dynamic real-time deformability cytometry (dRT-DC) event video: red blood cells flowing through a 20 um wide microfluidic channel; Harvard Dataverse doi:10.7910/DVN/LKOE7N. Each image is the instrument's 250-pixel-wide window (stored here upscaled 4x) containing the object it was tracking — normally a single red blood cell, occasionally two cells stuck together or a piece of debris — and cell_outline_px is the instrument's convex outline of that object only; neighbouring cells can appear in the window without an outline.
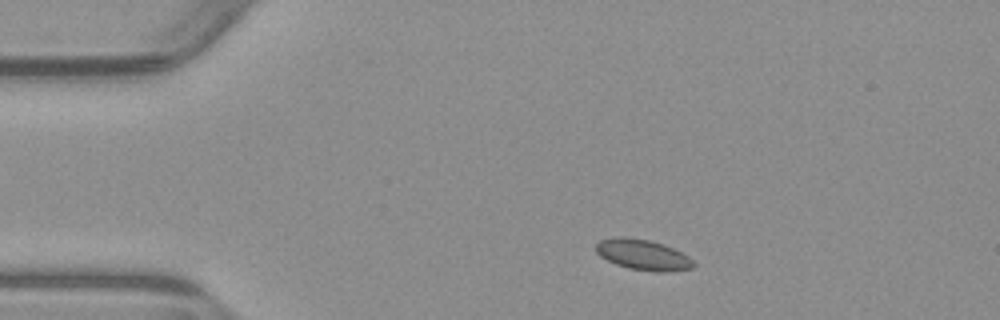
{"species": "common noctule bat (a hibernating species)", "species_latin": "Nyctalus noctula", "temperature_condition": "warm", "stored_images_in_passage": 49, "camera_frame_rate_fps": 3000, "um_per_image_px": 0.085, "animal": {"sex": "male", "body_mass_g": 23.1, "forearm_length_mm": 52.7}, "frame": {"image": 1, "passage_image": 6, "time_ms": 1.667, "image_size_px": [1000, 320], "cell_outline_px": [[696, 264], [692, 268], [668, 272], [656, 272], [628, 268], [616, 264], [600, 256], [596, 252], [596, 244], [600, 240], [616, 236], [624, 236], [648, 240], [664, 244], [688, 256]], "centroid_in_image_um": [54.64, 21.65], "position_along_channel_um": 30.4, "area_um2": 17.4}}
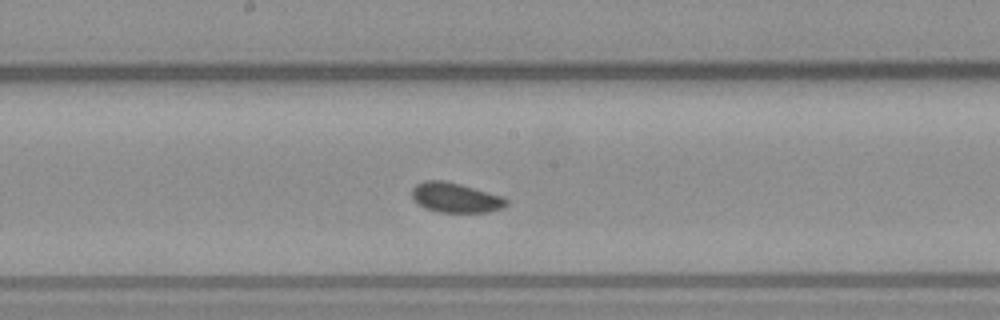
{"frame": {"image": 2, "passage_image": 24, "time_ms": 7.667, "image_size_px": [1000, 320], "cell_outline_px": [[508, 204], [504, 208], [488, 212], [436, 212], [424, 208], [412, 196], [412, 188], [416, 184], [424, 180], [444, 180], [460, 184], [504, 196], [508, 200]], "centroid_in_image_um": [38.75, 16.8], "position_along_channel_um": 209.4, "area_um2": 16.53}}
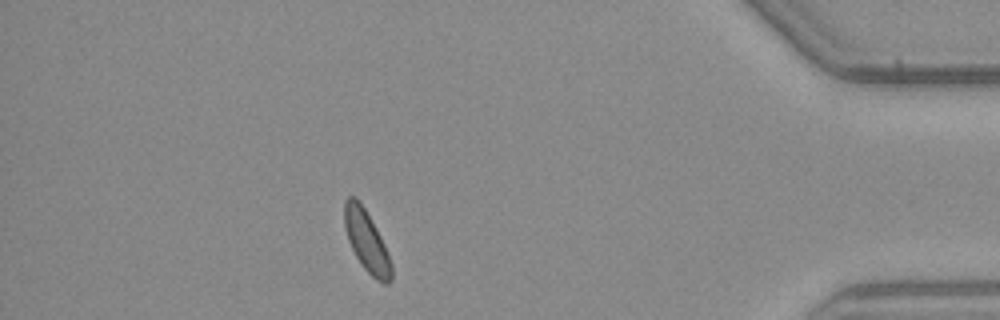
{"frame": {"image": 3, "passage_image": 43, "time_ms": 14.0, "image_size_px": [1000, 320], "cell_outline_px": [[392, 280], [388, 284], [384, 284], [376, 280], [364, 268], [356, 256], [348, 240], [344, 228], [344, 200], [348, 196], [356, 196], [360, 200], [380, 236], [384, 244], [392, 264]], "centroid_in_image_um": [31.15, 20.48], "position_along_channel_um": 404.1, "area_um2": 16.76}, "authors_computed_cell_mechanics": {"area_um2": 16.5886, "velocity_mm_per_s": 3.8668, "shape_relaxation_time_tau1_ms": 3.5174, "shape_relaxation_time_tau2_ms": 4.784, "deformation_change_tau1": 0.0371, "deformation_change_tau2": 0.0603}}